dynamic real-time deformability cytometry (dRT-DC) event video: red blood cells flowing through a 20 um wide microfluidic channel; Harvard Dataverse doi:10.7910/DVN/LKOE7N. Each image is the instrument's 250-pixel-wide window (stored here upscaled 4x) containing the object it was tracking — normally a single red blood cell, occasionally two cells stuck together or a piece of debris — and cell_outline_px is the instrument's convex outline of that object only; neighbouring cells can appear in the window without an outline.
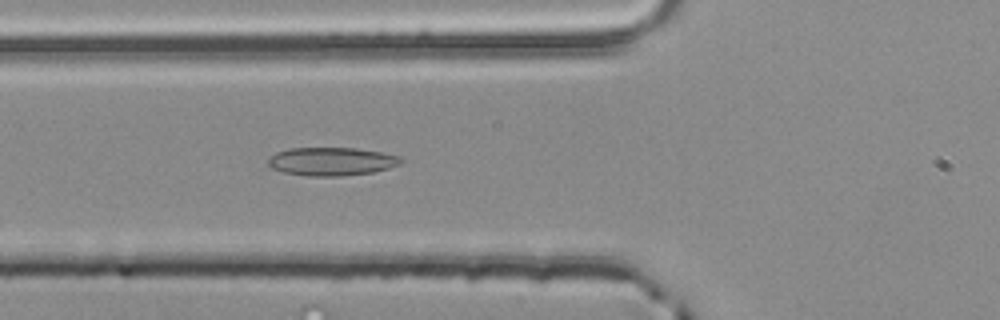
{"species": "common noctule bat (a hibernating species)", "species_latin": "Nyctalus noctula", "temperature_condition": "room temperature", "stored_images_in_passage": 40, "camera_frame_rate_fps": 3000, "um_per_image_px": 0.085, "animal": {"sex": "male", "body_mass_g": 20.4}, "frame": {"image": 1, "passage_image": 10, "time_ms": 3.0, "image_size_px": [1000, 320], "cell_outline_px": [[404, 160], [400, 164], [388, 168], [372, 172], [340, 176], [308, 176], [284, 172], [272, 168], [268, 164], [268, 160], [276, 152], [288, 148], [356, 148], [384, 152], [400, 156]], "centroid_in_image_um": [28.21, 13.71], "position_along_channel_um": 97.6, "area_um2": 21.91}}
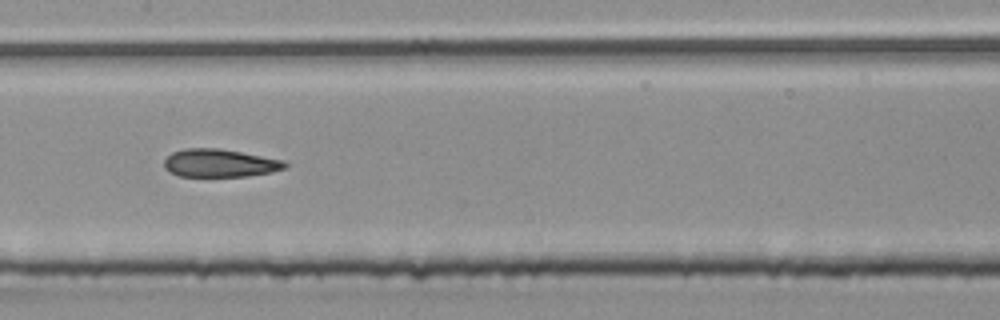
{"frame": {"image": 2, "passage_image": 17, "time_ms": 5.333, "image_size_px": [1000, 320], "cell_outline_px": [[288, 168], [272, 172], [248, 176], [180, 176], [168, 172], [164, 168], [164, 160], [172, 152], [184, 148], [220, 148], [284, 160], [288, 164]], "centroid_in_image_um": [18.69, 13.86], "position_along_channel_um": 188.7, "area_um2": 19.88}}
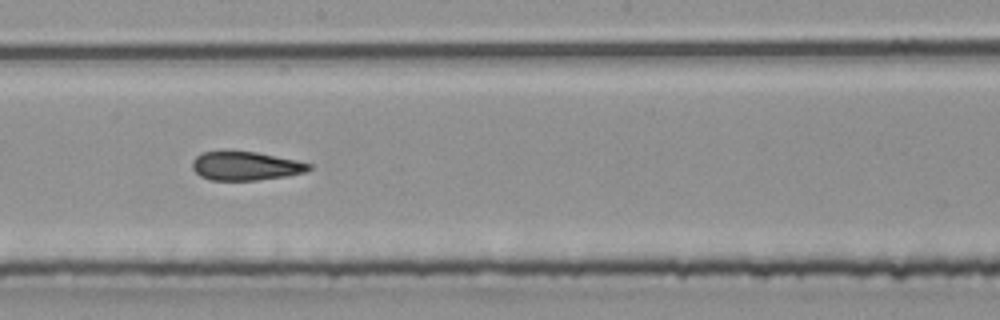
{"frame": {"image": 3, "passage_image": 20, "time_ms": 6.333, "image_size_px": [1000, 320], "cell_outline_px": [[312, 168], [304, 172], [288, 176], [256, 180], [208, 180], [200, 176], [192, 168], [192, 160], [200, 152], [224, 148], [256, 152], [296, 160], [312, 164]], "centroid_in_image_um": [20.8, 14.06], "position_along_channel_um": 227.4, "area_um2": 20.23}}